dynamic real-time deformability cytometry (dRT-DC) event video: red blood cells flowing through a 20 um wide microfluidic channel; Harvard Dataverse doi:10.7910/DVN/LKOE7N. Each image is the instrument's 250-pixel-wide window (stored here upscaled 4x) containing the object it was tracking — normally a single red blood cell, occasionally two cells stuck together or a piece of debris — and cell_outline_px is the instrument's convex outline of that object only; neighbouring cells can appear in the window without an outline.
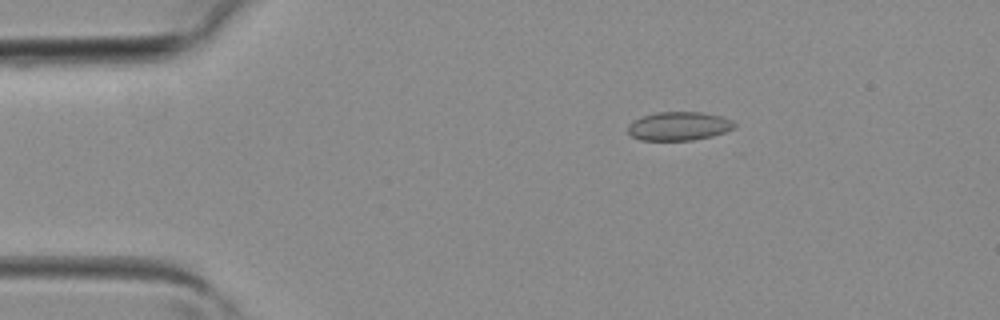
{"species": "common noctule bat (a hibernating species)", "species_latin": "Nyctalus noctula", "temperature_condition": "room temperature", "stored_images_in_passage": 4, "camera_frame_rate_fps": 3000, "um_per_image_px": 0.085, "animal": {"sex": "female", "body_mass_g": 19.3, "forearm_length_mm": 54.1}, "frame": {"image": 1, "passage_image": 4, "time_ms": 1.0, "image_size_px": [1000, 320], "cell_outline_px": [[736, 128], [712, 136], [692, 140], [640, 140], [632, 136], [628, 132], [628, 124], [644, 116], [656, 112], [700, 112], [724, 116], [732, 120], [736, 124]], "centroid_in_image_um": [57.75, 10.72], "position_along_channel_um": 27.3, "area_um2": 17.8}}